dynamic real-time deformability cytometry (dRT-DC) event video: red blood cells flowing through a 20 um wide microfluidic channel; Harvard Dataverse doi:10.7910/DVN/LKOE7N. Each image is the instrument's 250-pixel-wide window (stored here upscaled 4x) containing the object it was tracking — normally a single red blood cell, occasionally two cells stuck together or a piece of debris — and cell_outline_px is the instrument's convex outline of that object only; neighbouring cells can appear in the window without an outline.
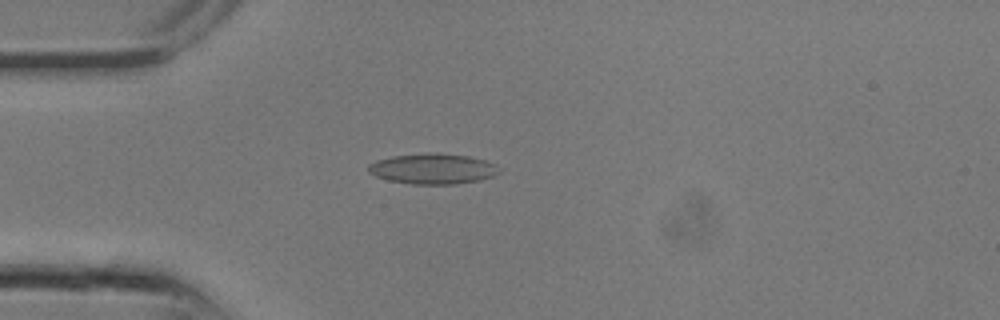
{"species": "common noctule bat (a hibernating species)", "species_latin": "Nyctalus noctula", "temperature_condition": "room temperature", "stored_images_in_passage": 11, "camera_frame_rate_fps": 3000, "um_per_image_px": 0.085, "animal": {"sex": "male", "body_mass_g": 13.3}, "frame": {"image": 1, "passage_image": 7, "time_ms": 2.0, "image_size_px": [1000, 320], "cell_outline_px": [[500, 172], [492, 176], [480, 180], [456, 184], [412, 184], [388, 180], [376, 176], [368, 172], [368, 164], [376, 160], [392, 156], [428, 152], [436, 152], [468, 156], [484, 160], [496, 164]], "centroid_in_image_um": [36.77, 14.34], "position_along_channel_um": 48.2, "area_um2": 23.35}}
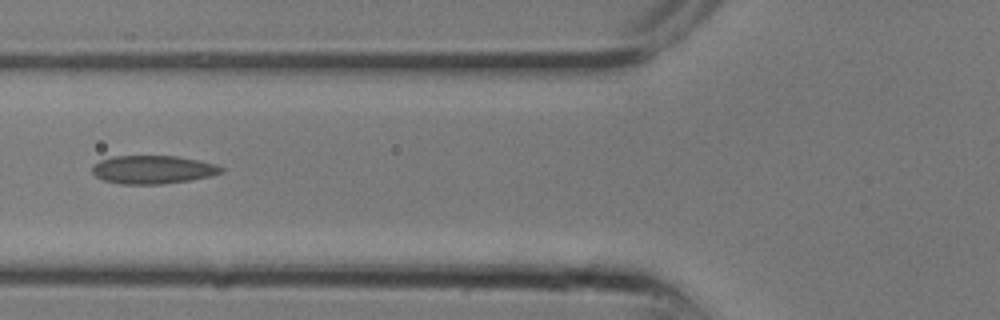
{"frame": {"image": 2, "passage_image": 10, "time_ms": 3.0, "image_size_px": [1000, 320], "cell_outline_px": [[224, 172], [212, 176], [188, 180], [160, 184], [120, 184], [104, 180], [96, 176], [92, 172], [92, 164], [100, 160], [112, 156], [176, 156], [196, 160], [212, 164], [224, 168]], "centroid_in_image_um": [12.95, 14.42], "position_along_channel_um": 112.8, "area_um2": 21.15}}